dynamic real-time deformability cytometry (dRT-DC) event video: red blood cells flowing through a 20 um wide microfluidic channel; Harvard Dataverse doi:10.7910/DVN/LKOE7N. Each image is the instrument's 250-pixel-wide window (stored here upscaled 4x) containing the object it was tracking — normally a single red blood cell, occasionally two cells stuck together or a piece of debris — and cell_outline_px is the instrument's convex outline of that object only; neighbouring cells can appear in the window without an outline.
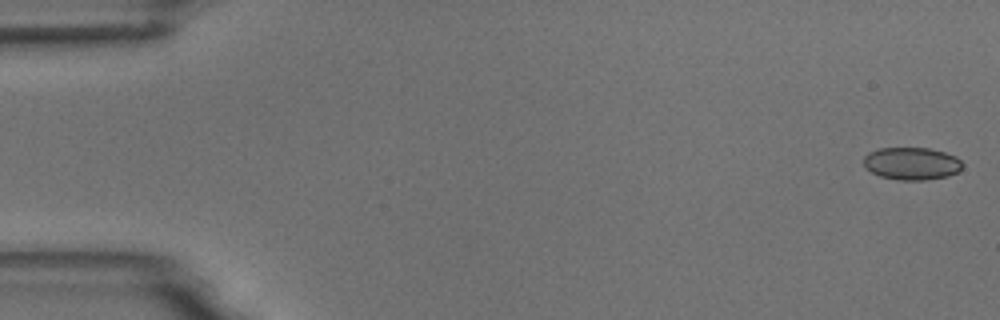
{"species": "common noctule bat (a hibernating species)", "species_latin": "Nyctalus noctula", "temperature_condition": "room temperature", "stored_images_in_passage": 5, "camera_frame_rate_fps": 3000, "um_per_image_px": 0.085, "animal": {"sex": "male", "body_mass_g": 18.8}, "frame": {"image": 1, "passage_image": 1, "time_ms": 0.0, "image_size_px": [1000, 320], "cell_outline_px": [[964, 164], [956, 172], [948, 176], [924, 180], [900, 180], [880, 176], [864, 168], [864, 156], [868, 152], [880, 148], [928, 148], [944, 152], [956, 156]], "centroid_in_image_um": [77.47, 13.9], "position_along_channel_um": 7.5, "area_um2": 18.73}}
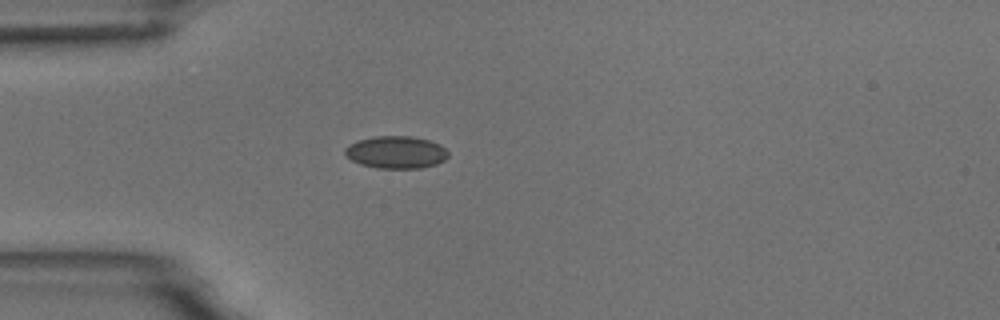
{"frame": {"image": 2, "passage_image": 5, "time_ms": 4.667, "image_size_px": [1000, 320], "cell_outline_px": [[448, 156], [444, 160], [436, 164], [420, 168], [376, 168], [360, 164], [344, 156], [344, 148], [356, 140], [372, 136], [412, 136], [428, 140], [440, 144], [448, 152]], "centroid_in_image_um": [33.62, 12.93], "position_along_channel_um": 51.4, "area_um2": 19.65}}